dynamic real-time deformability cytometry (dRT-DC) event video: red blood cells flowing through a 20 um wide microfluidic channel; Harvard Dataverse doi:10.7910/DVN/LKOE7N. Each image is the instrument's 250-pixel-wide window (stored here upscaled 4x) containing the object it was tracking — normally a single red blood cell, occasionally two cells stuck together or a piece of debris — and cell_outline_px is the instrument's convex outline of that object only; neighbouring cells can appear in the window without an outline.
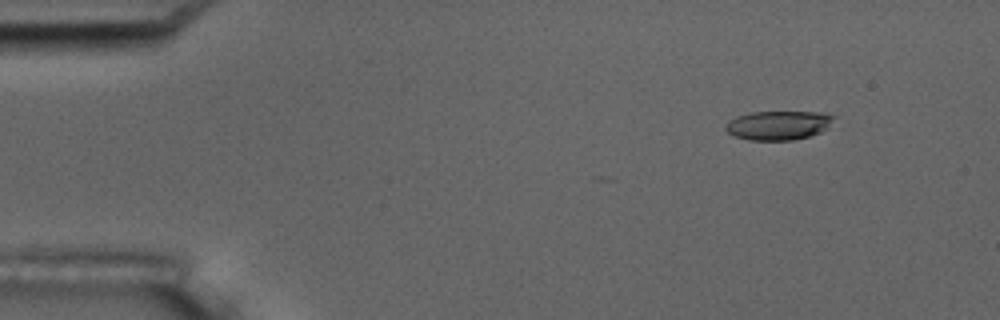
{"species": "common noctule bat (a hibernating species)", "species_latin": "Nyctalus noctula", "temperature_condition": "room temperature", "stored_images_in_passage": 5, "camera_frame_rate_fps": 3000, "um_per_image_px": 0.085, "animal": {"sex": "male", "body_mass_g": 17.5, "forearm_length_mm": 52.3}, "frame": {"image": 1, "passage_image": 2, "time_ms": 1.0, "image_size_px": [1000, 320], "cell_outline_px": [[836, 116], [828, 128], [820, 132], [808, 136], [792, 140], [748, 140], [736, 136], [728, 132], [724, 128], [736, 116], [752, 112], [824, 112]], "centroid_in_image_um": [66.21, 10.64], "position_along_channel_um": 18.8, "area_um2": 18.21}}
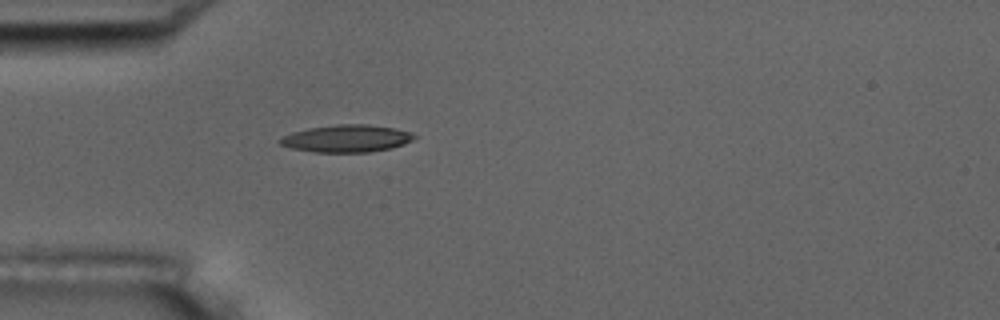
{"frame": {"image": 2, "passage_image": 5, "time_ms": 4.333, "image_size_px": [1000, 320], "cell_outline_px": [[416, 136], [412, 140], [404, 144], [392, 148], [368, 152], [316, 152], [292, 148], [280, 144], [280, 140], [284, 136], [292, 132], [308, 128], [336, 124], [368, 124], [396, 128], [412, 132]], "centroid_in_image_um": [29.51, 11.76], "position_along_channel_um": 55.5, "area_um2": 21.33}}